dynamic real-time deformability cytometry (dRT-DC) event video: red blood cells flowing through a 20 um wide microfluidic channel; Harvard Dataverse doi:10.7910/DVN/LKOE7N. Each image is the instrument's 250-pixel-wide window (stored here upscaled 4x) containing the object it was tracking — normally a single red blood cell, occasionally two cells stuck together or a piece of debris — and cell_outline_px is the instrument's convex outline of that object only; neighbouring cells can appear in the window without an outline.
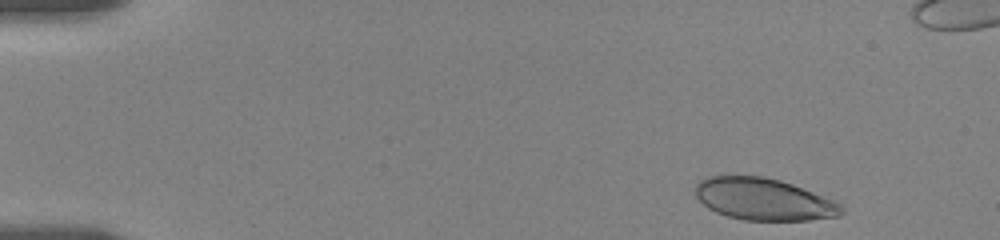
{"species": "human", "species_latin": "Homo sapiens", "temperature_condition": "room temperature", "stored_images_in_passage": 35, "camera_frame_rate_fps": 3000, "um_per_image_px": 0.085, "donor": {"sex": "female"}, "frame": {"image": 1, "passage_image": 1, "time_ms": 0.0, "image_size_px": [1000, 240], "cell_outline_px": [[844, 212], [840, 216], [808, 220], [744, 220], [728, 216], [716, 212], [708, 208], [696, 196], [696, 184], [700, 180], [708, 176], [764, 176], [780, 180], [792, 184], [832, 200], [840, 204], [844, 208]], "centroid_in_image_um": [64.91, 16.94], "position_along_channel_um": 20.1, "area_um2": 35.49}}
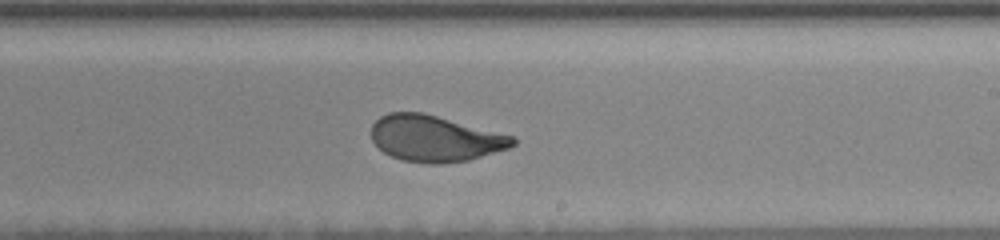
{"frame": {"image": 2, "passage_image": 22, "time_ms": 7.0, "image_size_px": [1000, 240], "cell_outline_px": [[516, 144], [508, 148], [468, 160], [440, 164], [428, 164], [400, 160], [384, 152], [372, 140], [372, 124], [380, 116], [388, 112], [424, 112], [512, 136], [516, 140]], "centroid_in_image_um": [36.94, 11.77], "position_along_channel_um": 252.1, "area_um2": 37.92}}
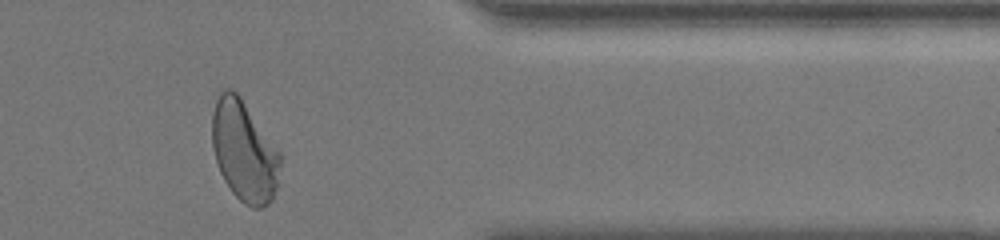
{"frame": {"image": 3, "passage_image": 32, "time_ms": 10.333, "image_size_px": [1000, 240], "cell_outline_px": [[280, 164], [276, 188], [272, 200], [268, 204], [260, 208], [252, 208], [244, 204], [232, 192], [224, 180], [220, 172], [212, 148], [212, 112], [216, 100], [220, 92], [224, 88], [232, 88], [240, 96], [280, 152]], "centroid_in_image_um": [20.73, 12.84], "position_along_channel_um": 390.7, "area_um2": 39.94}}